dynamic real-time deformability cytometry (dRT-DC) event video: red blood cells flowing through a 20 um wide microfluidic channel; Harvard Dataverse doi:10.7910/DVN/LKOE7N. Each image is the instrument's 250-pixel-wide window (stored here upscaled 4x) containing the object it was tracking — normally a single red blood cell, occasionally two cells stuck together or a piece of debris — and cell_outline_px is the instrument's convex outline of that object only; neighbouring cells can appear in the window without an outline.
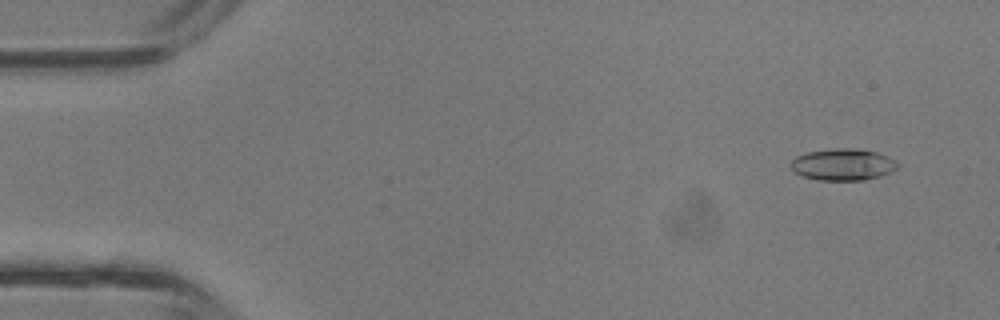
{"species": "common noctule bat (a hibernating species)", "species_latin": "Nyctalus noctula", "temperature_condition": "room temperature", "stored_images_in_passage": 3, "camera_frame_rate_fps": 3000, "um_per_image_px": 0.085, "animal": {"sex": "male", "body_mass_g": 13.3}, "frame": {"image": 1, "passage_image": 1, "time_ms": 0.0, "image_size_px": [1000, 320], "cell_outline_px": [[900, 164], [892, 172], [880, 176], [864, 180], [816, 180], [804, 176], [796, 172], [792, 168], [792, 160], [796, 156], [808, 152], [836, 148], [856, 148], [876, 152], [888, 156], [896, 160]], "centroid_in_image_um": [71.7, 13.98], "position_along_channel_um": 13.3, "area_um2": 19.71}}